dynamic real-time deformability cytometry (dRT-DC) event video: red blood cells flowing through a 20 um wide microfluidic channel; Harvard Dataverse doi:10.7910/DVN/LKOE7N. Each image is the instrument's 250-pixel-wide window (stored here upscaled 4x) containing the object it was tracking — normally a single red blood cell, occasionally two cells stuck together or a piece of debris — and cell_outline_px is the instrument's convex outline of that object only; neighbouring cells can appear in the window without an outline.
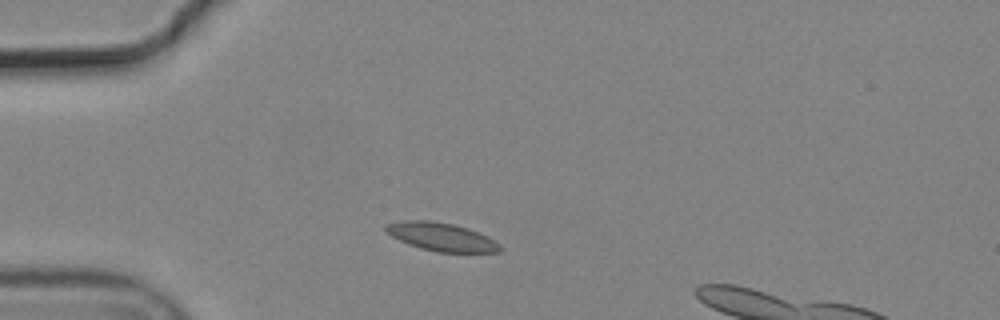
{"species": "common noctule bat (a hibernating species)", "species_latin": "Nyctalus noctula", "temperature_condition": "cold", "stored_images_in_passage": 3, "camera_frame_rate_fps": 3000, "um_per_image_px": 0.085, "animal": {"sex": "male", "body_mass_g": 19.2, "forearm_length_mm": 51.8}, "frame": {"image": 1, "passage_image": 1, "time_ms": 0.0, "image_size_px": [1000, 320], "cell_outline_px": [[504, 248], [500, 252], [436, 252], [420, 248], [400, 240], [384, 232], [384, 224], [404, 220], [432, 220], [452, 224], [468, 228], [488, 236], [500, 244]], "centroid_in_image_um": [37.52, 20.13], "position_along_channel_um": 47.5, "area_um2": 18.96}}